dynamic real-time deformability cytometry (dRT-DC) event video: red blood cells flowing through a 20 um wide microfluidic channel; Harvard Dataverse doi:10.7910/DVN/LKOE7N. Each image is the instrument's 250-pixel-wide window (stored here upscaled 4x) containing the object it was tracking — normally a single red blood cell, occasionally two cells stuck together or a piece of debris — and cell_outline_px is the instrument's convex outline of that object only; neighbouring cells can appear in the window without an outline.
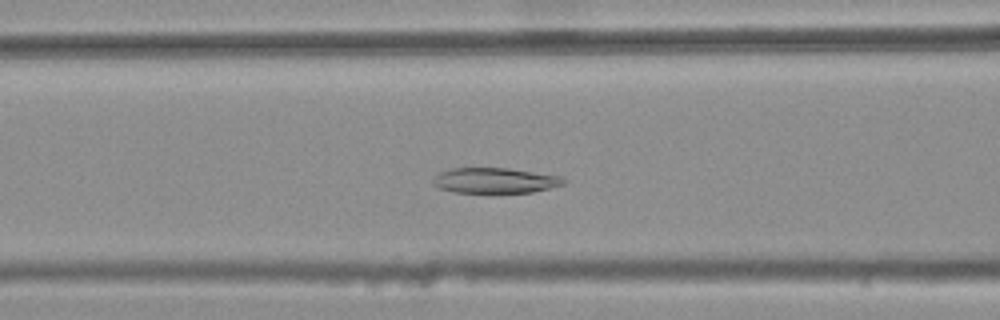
{"species": "common noctule bat (a hibernating species)", "species_latin": "Nyctalus noctula", "temperature_condition": "warm", "stored_images_in_passage": 42, "camera_frame_rate_fps": 3000, "um_per_image_px": 0.085, "animal": {"sex": "female", "body_mass_g": 25.1}, "frame": {"image": 1, "passage_image": 19, "time_ms": 6.0, "image_size_px": [1000, 320], "cell_outline_px": [[568, 180], [564, 184], [532, 192], [492, 196], [488, 196], [452, 192], [440, 188], [432, 184], [432, 180], [440, 172], [452, 168], [508, 168], [560, 176]], "centroid_in_image_um": [42.05, 15.4], "position_along_channel_um": 124.6, "area_um2": 20.35}}
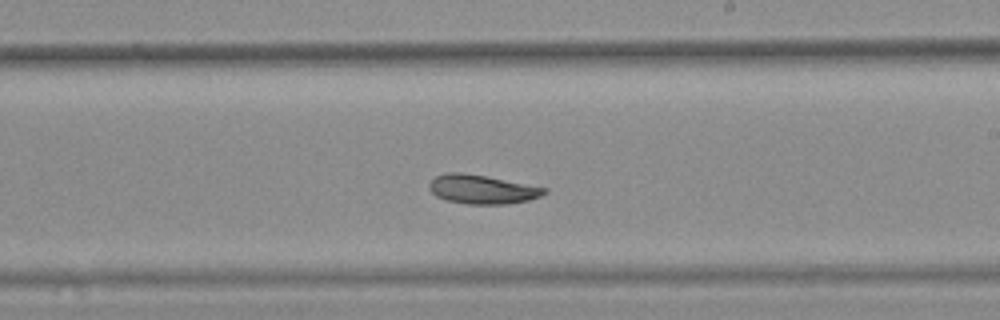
{"frame": {"image": 2, "passage_image": 29, "time_ms": 9.333, "image_size_px": [1000, 320], "cell_outline_px": [[548, 192], [540, 196], [528, 200], [508, 204], [468, 204], [448, 200], [436, 196], [428, 188], [428, 184], [436, 176], [448, 172], [460, 172], [488, 176], [548, 188]], "centroid_in_image_um": [41.0, 16.08], "position_along_channel_um": 248.0, "area_um2": 19.48}}
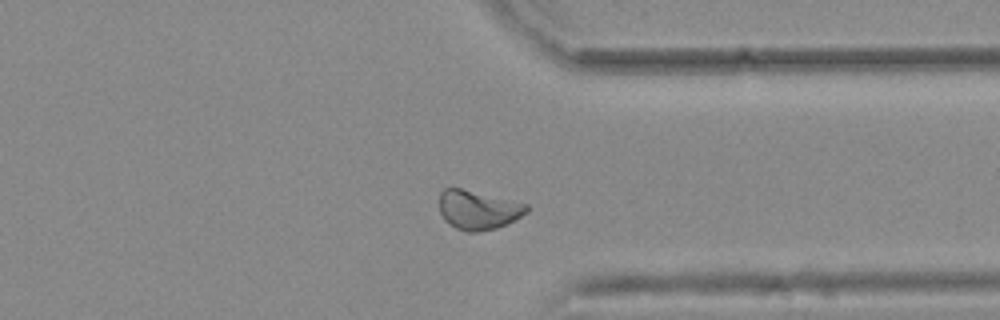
{"frame": {"image": 3, "passage_image": 39, "time_ms": 12.667, "image_size_px": [1000, 320], "cell_outline_px": [[528, 212], [496, 228], [476, 232], [468, 232], [456, 228], [444, 220], [440, 212], [440, 192], [444, 188], [460, 188], [528, 204]], "centroid_in_image_um": [40.61, 17.84], "position_along_channel_um": 370.8, "area_um2": 19.59}}